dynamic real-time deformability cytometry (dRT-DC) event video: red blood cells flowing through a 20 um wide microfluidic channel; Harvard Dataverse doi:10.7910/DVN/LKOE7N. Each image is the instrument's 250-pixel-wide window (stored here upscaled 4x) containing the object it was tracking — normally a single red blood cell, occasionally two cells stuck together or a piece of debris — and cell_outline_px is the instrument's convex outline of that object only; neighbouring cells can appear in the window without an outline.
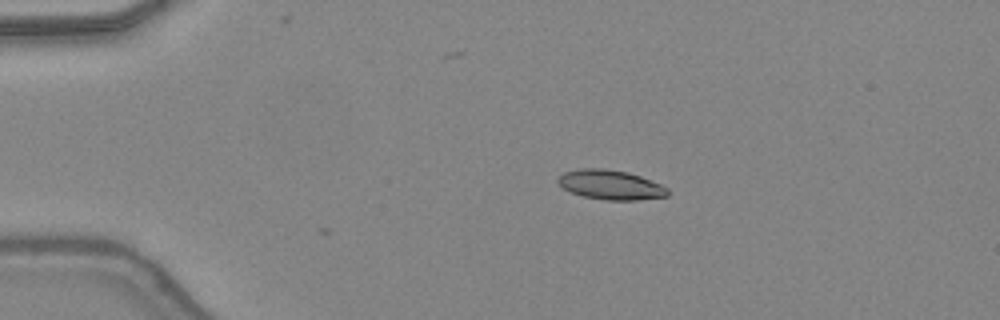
{"species": "common noctule bat (a hibernating species)", "species_latin": "Nyctalus noctula", "temperature_condition": "warm", "stored_images_in_passage": 2, "camera_frame_rate_fps": 3000, "um_per_image_px": 0.085, "animal": {"sex": "female", "body_mass_g": 24.6, "forearm_length_mm": 56.2}, "frame": {"image": 1, "passage_image": 2, "time_ms": 0.333, "image_size_px": [1000, 320], "cell_outline_px": [[668, 196], [636, 200], [604, 200], [584, 196], [568, 192], [556, 180], [564, 172], [580, 168], [604, 168], [628, 172], [640, 176], [660, 184], [668, 188]], "centroid_in_image_um": [51.89, 15.7], "position_along_channel_um": 33.1, "area_um2": 18.9}}